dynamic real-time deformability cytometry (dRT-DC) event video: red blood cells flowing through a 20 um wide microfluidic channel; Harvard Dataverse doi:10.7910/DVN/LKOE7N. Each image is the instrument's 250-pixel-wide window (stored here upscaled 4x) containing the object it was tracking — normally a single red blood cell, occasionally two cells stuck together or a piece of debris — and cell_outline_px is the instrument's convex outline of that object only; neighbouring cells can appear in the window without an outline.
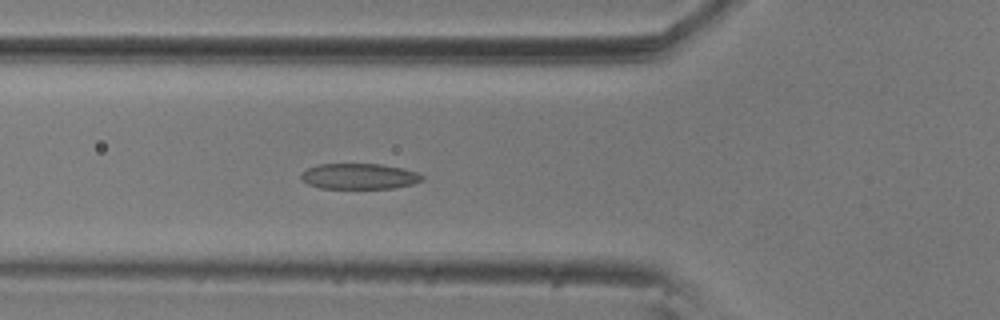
{"species": "common noctule bat (a hibernating species)", "species_latin": "Nyctalus noctula", "temperature_condition": "room temperature", "stored_images_in_passage": 6, "camera_frame_rate_fps": 3000, "um_per_image_px": 0.085, "animal": {"sex": "male", "body_mass_g": 20.5, "forearm_length_mm": 52.5}, "frame": {"image": 1, "passage_image": 5, "time_ms": 1.333, "image_size_px": [1000, 320], "cell_outline_px": [[424, 180], [412, 184], [396, 188], [320, 188], [308, 184], [300, 180], [300, 176], [308, 168], [316, 164], [380, 164], [404, 168], [416, 172], [424, 176]], "centroid_in_image_um": [30.54, 14.98], "position_along_channel_um": 95.3, "area_um2": 18.21}}